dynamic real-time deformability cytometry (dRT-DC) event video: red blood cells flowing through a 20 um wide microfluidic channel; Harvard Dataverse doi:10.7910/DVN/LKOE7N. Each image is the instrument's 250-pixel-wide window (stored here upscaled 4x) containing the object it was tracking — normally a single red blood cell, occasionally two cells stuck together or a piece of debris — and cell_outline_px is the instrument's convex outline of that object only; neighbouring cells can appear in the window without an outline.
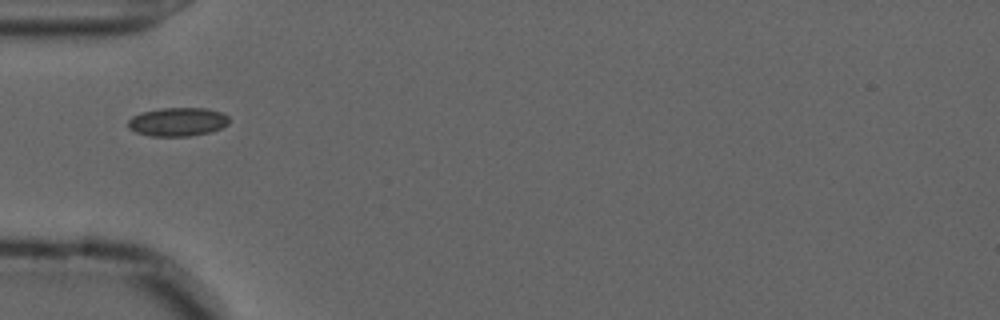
{"species": "common noctule bat (a hibernating species)", "species_latin": "Nyctalus noctula", "temperature_condition": "cold", "stored_images_in_passage": 39, "camera_frame_rate_fps": 3000, "um_per_image_px": 0.085, "animal": {"sex": "male", "forearm_length_mm": 52.5}, "frame": {"image": 1, "passage_image": 1, "time_ms": 0.0, "image_size_px": [1000, 320], "cell_outline_px": [[228, 124], [212, 132], [188, 136], [152, 136], [136, 132], [128, 128], [128, 120], [132, 116], [140, 112], [160, 108], [208, 108], [220, 112], [228, 116]], "centroid_in_image_um": [15.08, 10.35], "position_along_channel_um": 69.9, "area_um2": 16.94}}
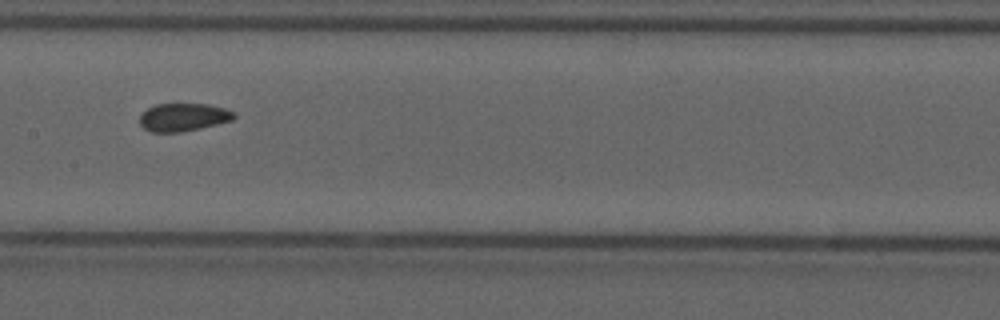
{"frame": {"image": 2, "passage_image": 11, "time_ms": 3.333, "image_size_px": [1000, 320], "cell_outline_px": [[236, 116], [232, 120], [200, 128], [180, 132], [152, 132], [144, 128], [140, 124], [140, 116], [148, 108], [156, 104], [208, 104], [224, 108], [236, 112]], "centroid_in_image_um": [15.6, 9.96], "position_along_channel_um": 191.8, "area_um2": 15.26}}
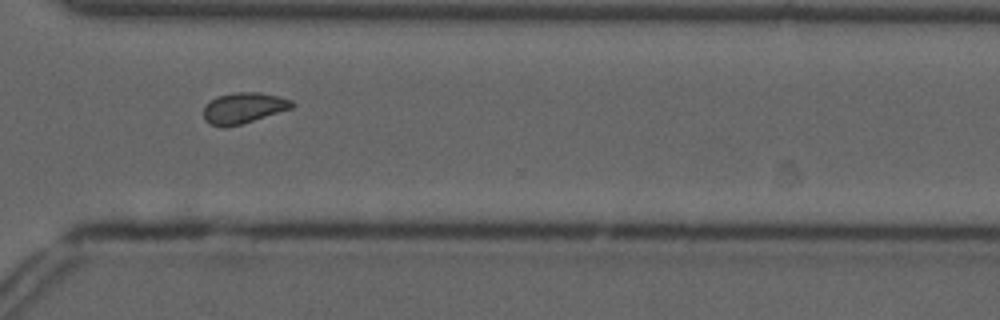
{"frame": {"image": 3, "passage_image": 24, "time_ms": 7.667, "image_size_px": [1000, 320], "cell_outline_px": [[296, 104], [292, 108], [240, 124], [224, 128], [212, 124], [204, 120], [204, 108], [216, 96], [232, 92], [260, 92], [292, 100]], "centroid_in_image_um": [20.7, 9.17], "position_along_channel_um": 349.9, "area_um2": 15.72}, "authors_computed_cell_mechanics": {"area_um2": 15.8372, "velocity_mm_per_s": 3.6495, "shape_relaxation_time_tau1_ms": null, "shape_relaxation_time_tau2_ms": 2.1859, "deformation_change_tau1": null, "deformation_change_tau2": 0.0626}}